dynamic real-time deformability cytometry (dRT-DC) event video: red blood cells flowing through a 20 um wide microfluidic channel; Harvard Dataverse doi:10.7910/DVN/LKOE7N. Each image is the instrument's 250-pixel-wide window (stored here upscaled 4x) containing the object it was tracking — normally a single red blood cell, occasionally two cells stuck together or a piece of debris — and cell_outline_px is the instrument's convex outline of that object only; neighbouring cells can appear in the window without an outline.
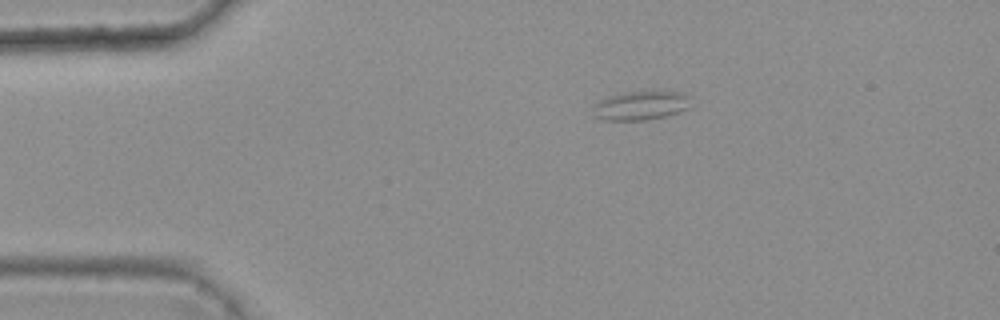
{"species": "common noctule bat (a hibernating species)", "species_latin": "Nyctalus noctula", "temperature_condition": "warm", "stored_images_in_passage": 3, "camera_frame_rate_fps": 3000, "um_per_image_px": 0.085, "animal": {"sex": "female", "body_mass_g": 25.1}, "frame": {"image": 1, "passage_image": 1, "time_ms": 0.0, "image_size_px": [1000, 320], "cell_outline_px": [[692, 96], [688, 108], [680, 112], [648, 120], [604, 120], [592, 116], [592, 104], [608, 96], [624, 92], [684, 92]], "centroid_in_image_um": [54.44, 8.97], "position_along_channel_um": 30.6, "area_um2": 16.76}}
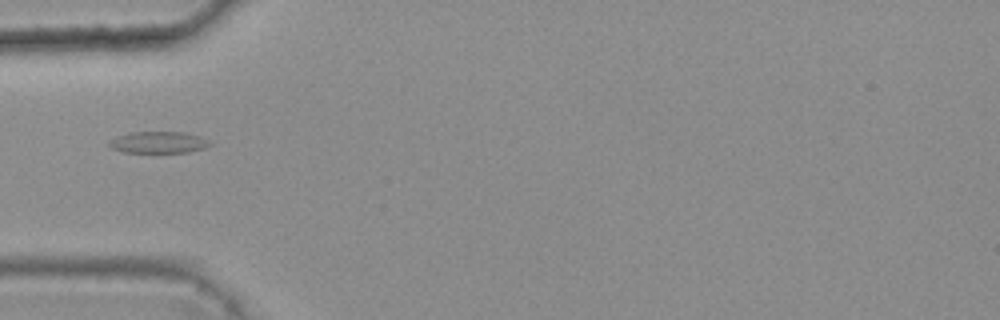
{"frame": {"image": 2, "passage_image": 3, "time_ms": 0.667, "image_size_px": [1000, 320], "cell_outline_px": [[212, 144], [204, 148], [188, 152], [124, 152], [112, 148], [108, 144], [116, 136], [128, 132], [184, 132], [200, 136], [208, 140]], "centroid_in_image_um": [13.48, 12.09], "position_along_channel_um": 71.5, "area_um2": 12.6}}